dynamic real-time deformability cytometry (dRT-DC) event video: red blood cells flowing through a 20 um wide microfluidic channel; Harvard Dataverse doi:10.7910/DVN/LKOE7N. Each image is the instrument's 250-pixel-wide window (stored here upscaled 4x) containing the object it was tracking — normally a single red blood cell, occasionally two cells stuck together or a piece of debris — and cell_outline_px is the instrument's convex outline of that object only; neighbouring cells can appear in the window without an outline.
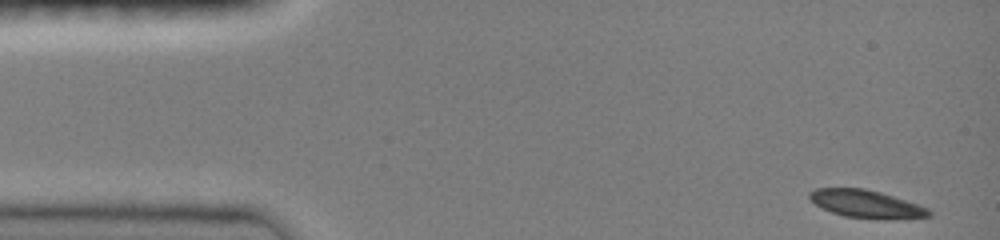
{"species": "common noctule bat (a hibernating species)", "species_latin": "Nyctalus noctula", "temperature_condition": "room temperature", "stored_images_in_passage": 18, "camera_frame_rate_fps": 3000, "um_per_image_px": 0.085, "animal": {"sex": "female", "body_mass_g": 19.0, "forearm_length_mm": 51.5}, "frame": {"image": 1, "passage_image": 1, "time_ms": 0.0, "image_size_px": [1000, 240], "cell_outline_px": [[932, 216], [892, 220], [888, 220], [844, 216], [832, 212], [816, 204], [808, 196], [808, 192], [816, 188], [864, 188], [880, 192], [928, 208], [932, 212]], "centroid_in_image_um": [73.65, 17.35], "position_along_channel_um": 11.3, "area_um2": 19.25}}
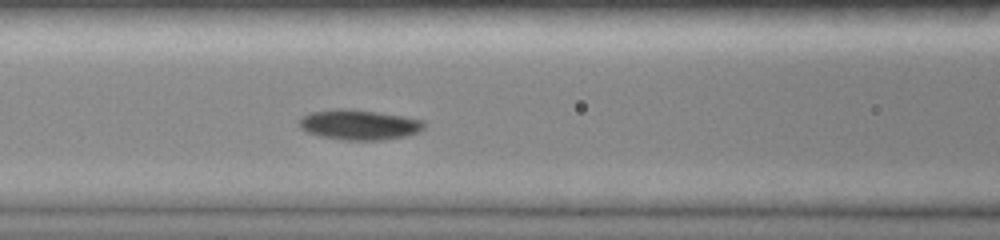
{"frame": {"image": 2, "passage_image": 16, "time_ms": 5.0, "image_size_px": [1000, 240], "cell_outline_px": [[424, 128], [420, 132], [404, 136], [380, 140], [344, 140], [320, 136], [308, 132], [300, 128], [300, 116], [308, 112], [336, 108], [352, 108], [404, 116], [424, 120]], "centroid_in_image_um": [30.51, 10.58], "position_along_channel_um": 136.1, "area_um2": 22.2}}
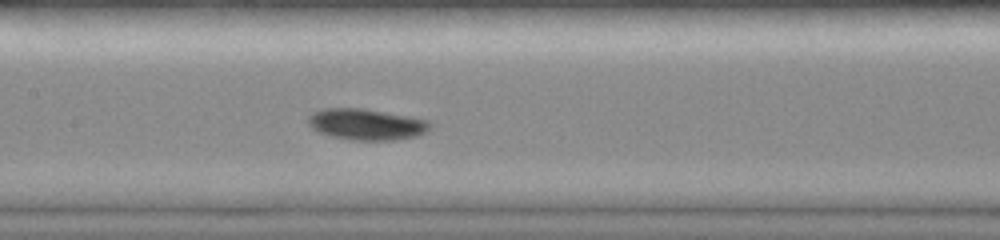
{"frame": {"image": 3, "passage_image": 18, "time_ms": 5.667, "image_size_px": [1000, 240], "cell_outline_px": [[428, 128], [424, 132], [416, 136], [396, 140], [352, 140], [332, 136], [316, 132], [308, 124], [308, 116], [312, 112], [324, 108], [364, 108], [408, 116], [428, 120]], "centroid_in_image_um": [31.07, 10.56], "position_along_channel_um": 176.3, "area_um2": 22.08}}